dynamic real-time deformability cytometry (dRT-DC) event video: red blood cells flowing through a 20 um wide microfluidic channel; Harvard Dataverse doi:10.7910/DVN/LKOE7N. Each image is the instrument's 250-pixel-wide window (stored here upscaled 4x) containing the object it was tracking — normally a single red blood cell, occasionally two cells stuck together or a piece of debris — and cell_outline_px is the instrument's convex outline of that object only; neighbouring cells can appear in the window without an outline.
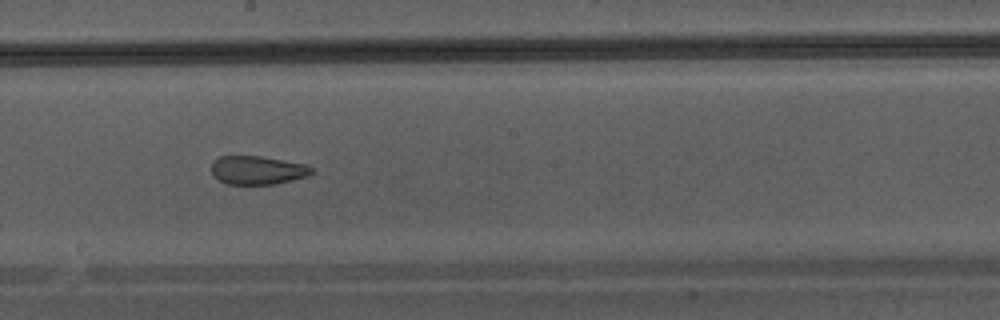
{"species": "Egyptian fruit bat (a non-hibernating species)", "species_latin": "Rousettus aegyptiacus", "temperature_condition": "warm", "stored_images_in_passage": 45, "camera_frame_rate_fps": 3000, "um_per_image_px": 0.085, "animal": {"sex": "male"}, "frame": {"image": 1, "passage_image": 26, "time_ms": 8.333, "image_size_px": [1000, 320], "cell_outline_px": [[316, 172], [308, 176], [276, 184], [228, 184], [212, 176], [212, 164], [220, 156], [260, 156], [304, 164], [312, 168]], "centroid_in_image_um": [21.91, 14.47], "position_along_channel_um": 226.3, "area_um2": 16.59}}